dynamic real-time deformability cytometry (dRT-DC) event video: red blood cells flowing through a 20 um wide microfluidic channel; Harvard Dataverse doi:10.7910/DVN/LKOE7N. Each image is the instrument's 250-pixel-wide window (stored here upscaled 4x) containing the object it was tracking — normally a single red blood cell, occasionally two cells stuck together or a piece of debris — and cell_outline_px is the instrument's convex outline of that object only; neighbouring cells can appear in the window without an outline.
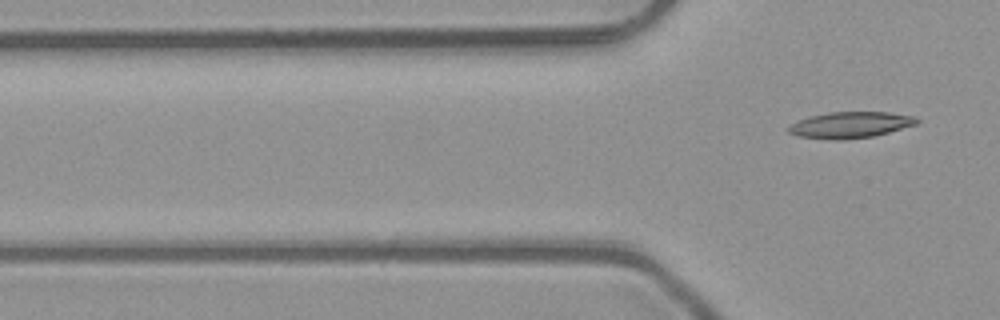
{"species": "common noctule bat (a hibernating species)", "species_latin": "Nyctalus noctula", "temperature_condition": "room temperature", "stored_images_in_passage": 4, "segment_of_instrument_passage": [2, 2], "camera_frame_rate_fps": 3000, "um_per_image_px": 0.085, "animal": {"sex": "male", "body_mass_g": 23.1, "forearm_length_mm": 52.7}, "frame": {"image": 1, "passage_image": 4, "time_ms": 1.0, "image_size_px": [1000, 320], "cell_outline_px": [[920, 120], [916, 124], [888, 132], [872, 136], [844, 140], [832, 140], [796, 136], [788, 132], [784, 128], [796, 120], [808, 116], [828, 112], [888, 112], [916, 116]], "centroid_in_image_um": [72.2, 10.61], "position_along_channel_um": 53.6, "area_um2": 19.88}}